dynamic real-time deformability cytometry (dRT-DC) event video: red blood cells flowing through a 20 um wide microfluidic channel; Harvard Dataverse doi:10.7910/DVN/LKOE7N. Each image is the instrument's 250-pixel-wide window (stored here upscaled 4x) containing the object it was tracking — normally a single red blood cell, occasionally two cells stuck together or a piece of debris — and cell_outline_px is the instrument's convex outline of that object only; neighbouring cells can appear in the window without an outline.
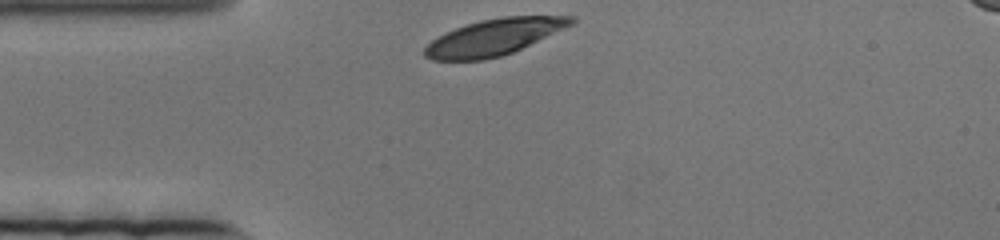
{"species": "human", "species_latin": "Homo sapiens", "temperature_condition": "cold", "stored_images_in_passage": 49, "camera_frame_rate_fps": 3000, "um_per_image_px": 0.085, "donor": {"sex": "female"}, "frame": {"image": 1, "passage_image": 1, "time_ms": 0.0, "image_size_px": [1000, 240], "cell_outline_px": [[576, 20], [572, 24], [512, 52], [500, 56], [484, 60], [432, 60], [424, 56], [424, 48], [432, 40], [456, 28], [480, 20], [504, 16], [576, 16]], "centroid_in_image_um": [41.97, 3.15], "position_along_channel_um": 43.0, "area_um2": 30.35}}
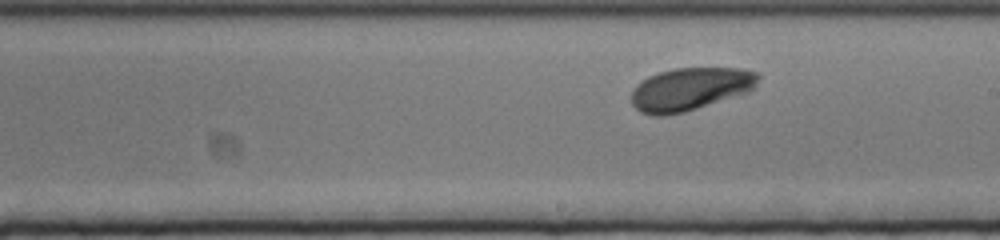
{"frame": {"image": 2, "passage_image": 28, "time_ms": 9.0, "image_size_px": [1000, 240], "cell_outline_px": [[760, 76], [756, 84], [748, 92], [684, 112], [668, 116], [652, 116], [640, 112], [632, 104], [632, 88], [636, 84], [648, 76], [660, 72], [676, 68], [740, 68], [760, 72]], "centroid_in_image_um": [58.65, 7.57], "position_along_channel_um": 230.4, "area_um2": 31.79}}
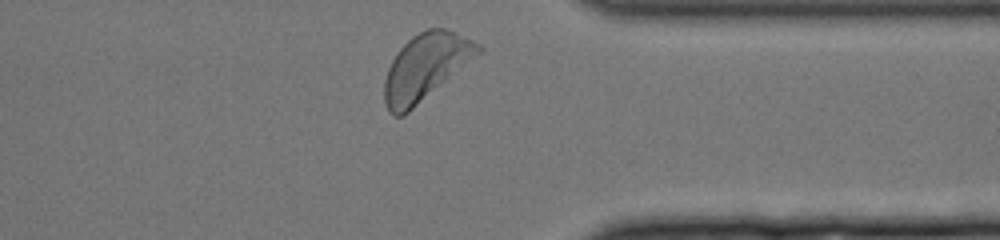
{"frame": {"image": 3, "passage_image": 48, "time_ms": 15.667, "image_size_px": [1000, 240], "cell_outline_px": [[484, 48], [480, 52], [404, 116], [392, 116], [388, 112], [384, 100], [384, 80], [388, 68], [396, 52], [412, 36], [428, 28], [444, 28], [480, 44]], "centroid_in_image_um": [36.11, 5.71], "position_along_channel_um": 375.3, "area_um2": 35.66}}